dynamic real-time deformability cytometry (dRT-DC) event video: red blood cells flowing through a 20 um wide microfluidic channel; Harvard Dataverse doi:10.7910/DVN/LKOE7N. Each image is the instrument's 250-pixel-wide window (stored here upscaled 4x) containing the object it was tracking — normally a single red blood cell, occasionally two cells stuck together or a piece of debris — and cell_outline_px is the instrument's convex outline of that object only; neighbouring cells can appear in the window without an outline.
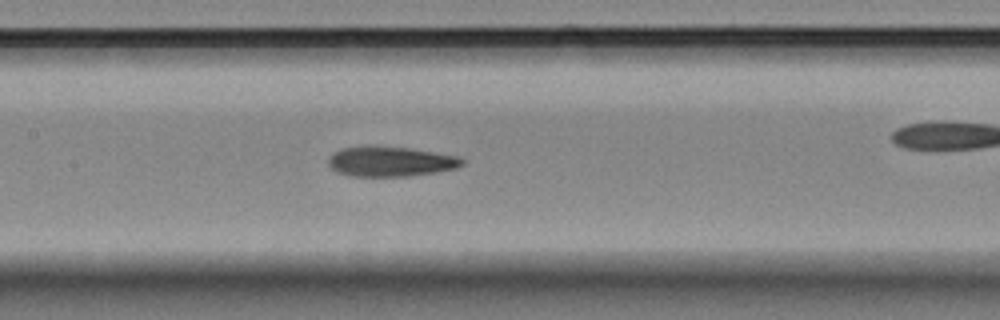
{"species": "Egyptian fruit bat (a non-hibernating species)", "species_latin": "Rousettus aegyptiacus", "temperature_condition": "room temperature", "stored_images_in_passage": 45, "camera_frame_rate_fps": 3000, "um_per_image_px": 0.085, "animal": {"sex": "female"}, "frame": {"image": 1, "passage_image": 14, "time_ms": 4.333, "image_size_px": [1000, 320], "cell_outline_px": [[464, 164], [456, 168], [436, 172], [408, 176], [352, 176], [336, 172], [328, 164], [328, 156], [340, 148], [368, 144], [408, 148], [460, 156], [464, 160]], "centroid_in_image_um": [33.15, 13.7], "position_along_channel_um": 174.2, "area_um2": 23.81}, "authors_computed_cell_mechanics": {"area_um2": 23.6402, "velocity_mm_per_s": 3.5533, "shape_relaxation_time_tau1_ms": null, "shape_relaxation_time_tau2_ms": 3.4953, "deformation_change_tau1": null, "deformation_change_tau2": 0.1176}}